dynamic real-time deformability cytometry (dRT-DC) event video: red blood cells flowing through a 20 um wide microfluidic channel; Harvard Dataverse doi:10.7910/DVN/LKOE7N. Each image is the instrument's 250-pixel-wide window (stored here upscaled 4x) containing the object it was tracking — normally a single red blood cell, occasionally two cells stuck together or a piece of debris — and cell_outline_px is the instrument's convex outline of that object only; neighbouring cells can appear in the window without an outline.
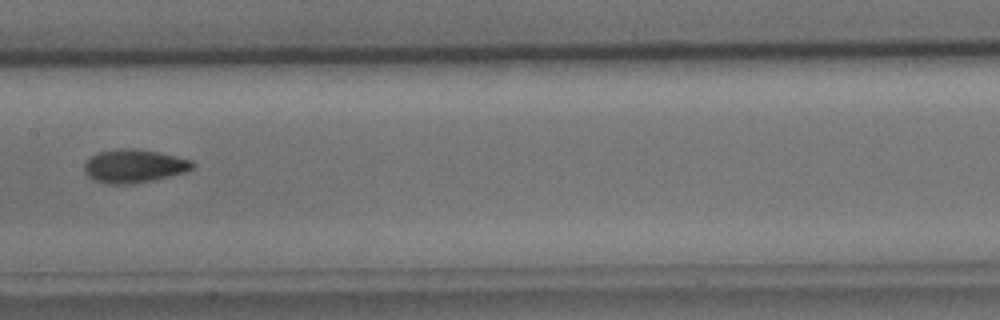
{"species": "common noctule bat (a hibernating species)", "species_latin": "Nyctalus noctula", "temperature_condition": "cold", "stored_images_in_passage": 9, "camera_frame_rate_fps": 3000, "um_per_image_px": 0.085, "animal": {"sex": "male", "body_mass_g": 15.6}, "frame": {"image": 1, "passage_image": 8, "time_ms": 8.333, "image_size_px": [1000, 320], "cell_outline_px": [[196, 164], [192, 168], [184, 172], [152, 180], [132, 184], [104, 184], [92, 180], [84, 172], [84, 164], [96, 152], [120, 148], [136, 148], [176, 156], [192, 160]], "centroid_in_image_um": [11.35, 14.11], "position_along_channel_um": 196.0, "area_um2": 21.1}}
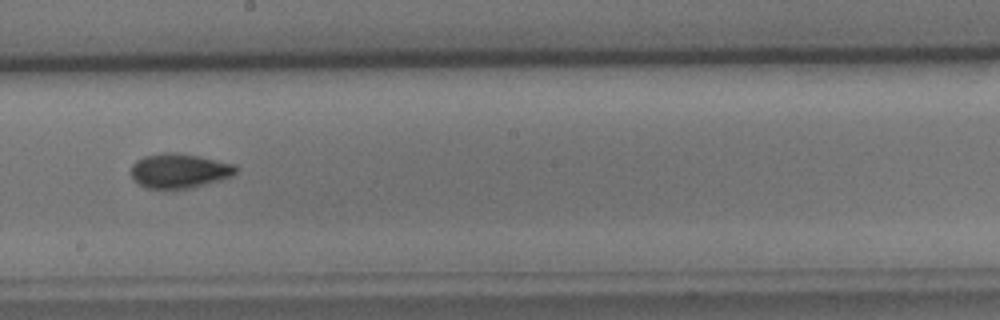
{"frame": {"image": 2, "passage_image": 9, "time_ms": 9.333, "image_size_px": [1000, 320], "cell_outline_px": [[240, 168], [232, 176], [220, 180], [192, 188], [148, 188], [132, 180], [132, 164], [136, 160], [144, 156], [164, 152], [176, 152], [200, 156], [236, 164]], "centroid_in_image_um": [15.28, 14.5], "position_along_channel_um": 232.9, "area_um2": 21.27}}